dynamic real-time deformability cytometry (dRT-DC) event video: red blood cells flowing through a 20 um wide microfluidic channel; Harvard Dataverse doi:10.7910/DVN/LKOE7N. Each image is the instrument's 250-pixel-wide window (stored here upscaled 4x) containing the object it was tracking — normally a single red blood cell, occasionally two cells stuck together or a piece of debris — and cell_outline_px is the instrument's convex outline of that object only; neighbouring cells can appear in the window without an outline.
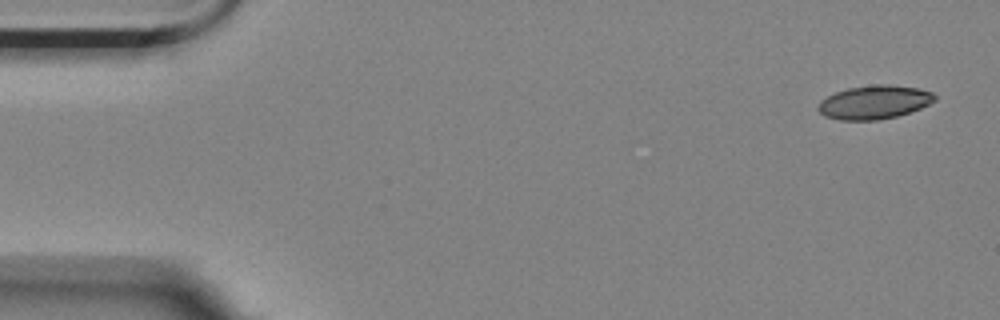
{"species": "Egyptian fruit bat (a non-hibernating species)", "species_latin": "Rousettus aegyptiacus", "temperature_condition": "room temperature", "stored_images_in_passage": 55, "camera_frame_rate_fps": 3000, "um_per_image_px": 0.085, "animal": {"sex": "female"}, "frame": {"image": 1, "passage_image": 1, "time_ms": 0.0, "image_size_px": [1000, 320], "cell_outline_px": [[936, 100], [920, 108], [896, 116], [880, 120], [840, 120], [824, 116], [816, 108], [820, 100], [836, 92], [848, 88], [876, 84], [888, 84], [920, 88], [932, 92], [936, 96]], "centroid_in_image_um": [74.3, 8.68], "position_along_channel_um": 10.7, "area_um2": 22.89}}
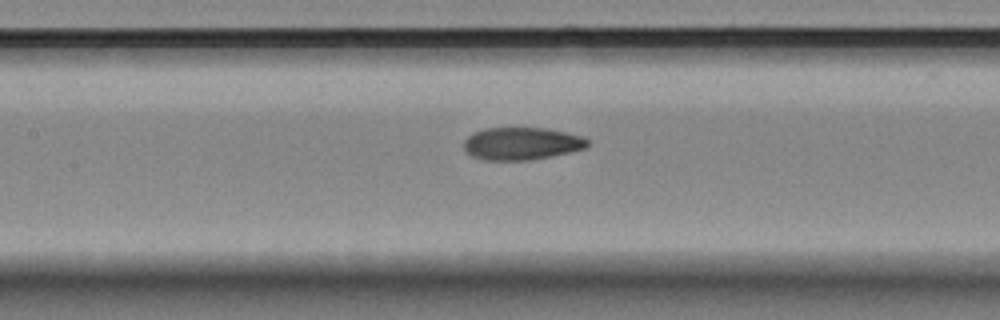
{"frame": {"image": 2, "passage_image": 24, "time_ms": 7.667, "image_size_px": [1000, 320], "cell_outline_px": [[588, 144], [584, 148], [568, 152], [528, 160], [484, 160], [472, 156], [464, 148], [464, 140], [468, 136], [484, 128], [544, 128], [584, 136], [588, 140]], "centroid_in_image_um": [44.32, 12.2], "position_along_channel_um": 163.1, "area_um2": 23.12}}
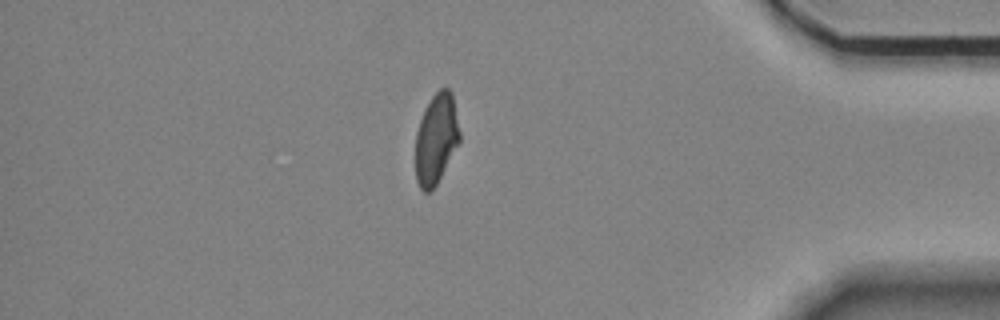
{"frame": {"image": 3, "passage_image": 47, "time_ms": 15.333, "image_size_px": [1000, 320], "cell_outline_px": [[460, 140], [432, 192], [424, 192], [420, 188], [416, 180], [416, 132], [420, 120], [432, 96], [440, 88], [448, 88], [452, 92], [460, 132]], "centroid_in_image_um": [37.07, 11.81], "position_along_channel_um": 398.1, "area_um2": 23.0}}